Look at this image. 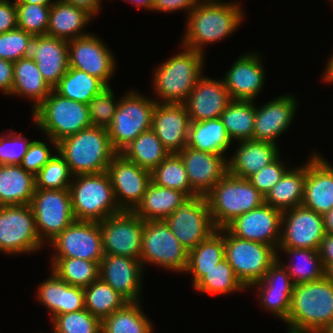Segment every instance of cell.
Returning <instances> with one entry per match:
<instances>
[{"mask_svg":"<svg viewBox=\"0 0 333 333\" xmlns=\"http://www.w3.org/2000/svg\"><path fill=\"white\" fill-rule=\"evenodd\" d=\"M243 14L240 3L200 0L187 16L182 46L203 54L204 44L222 40L236 31Z\"/></svg>","mask_w":333,"mask_h":333,"instance_id":"6da1fadb","label":"cell"},{"mask_svg":"<svg viewBox=\"0 0 333 333\" xmlns=\"http://www.w3.org/2000/svg\"><path fill=\"white\" fill-rule=\"evenodd\" d=\"M333 321V284L325 277L294 285L288 333H319Z\"/></svg>","mask_w":333,"mask_h":333,"instance_id":"7a4b0ae2","label":"cell"},{"mask_svg":"<svg viewBox=\"0 0 333 333\" xmlns=\"http://www.w3.org/2000/svg\"><path fill=\"white\" fill-rule=\"evenodd\" d=\"M57 153L66 160L74 176L106 172L111 160L118 154L107 129L93 126L59 141Z\"/></svg>","mask_w":333,"mask_h":333,"instance_id":"3957f363","label":"cell"},{"mask_svg":"<svg viewBox=\"0 0 333 333\" xmlns=\"http://www.w3.org/2000/svg\"><path fill=\"white\" fill-rule=\"evenodd\" d=\"M184 49L154 70L153 86L157 97L162 99L156 98L157 103L183 104L203 76L204 54Z\"/></svg>","mask_w":333,"mask_h":333,"instance_id":"277c9868","label":"cell"},{"mask_svg":"<svg viewBox=\"0 0 333 333\" xmlns=\"http://www.w3.org/2000/svg\"><path fill=\"white\" fill-rule=\"evenodd\" d=\"M216 229L265 203V197L245 178L229 172L205 195Z\"/></svg>","mask_w":333,"mask_h":333,"instance_id":"5b68a950","label":"cell"},{"mask_svg":"<svg viewBox=\"0 0 333 333\" xmlns=\"http://www.w3.org/2000/svg\"><path fill=\"white\" fill-rule=\"evenodd\" d=\"M32 115L35 126L54 144L55 152L59 141L92 126L86 104L64 98L54 90Z\"/></svg>","mask_w":333,"mask_h":333,"instance_id":"8992f818","label":"cell"},{"mask_svg":"<svg viewBox=\"0 0 333 333\" xmlns=\"http://www.w3.org/2000/svg\"><path fill=\"white\" fill-rule=\"evenodd\" d=\"M69 191L76 221L101 222L121 212L107 172L75 175Z\"/></svg>","mask_w":333,"mask_h":333,"instance_id":"52a82bcc","label":"cell"},{"mask_svg":"<svg viewBox=\"0 0 333 333\" xmlns=\"http://www.w3.org/2000/svg\"><path fill=\"white\" fill-rule=\"evenodd\" d=\"M217 230L224 236V258L246 288L260 281L278 259V251L270 245L238 238L226 228Z\"/></svg>","mask_w":333,"mask_h":333,"instance_id":"ba28073f","label":"cell"},{"mask_svg":"<svg viewBox=\"0 0 333 333\" xmlns=\"http://www.w3.org/2000/svg\"><path fill=\"white\" fill-rule=\"evenodd\" d=\"M156 103L134 90L121 97L112 123L107 128L111 144L118 153L138 135L151 129Z\"/></svg>","mask_w":333,"mask_h":333,"instance_id":"9c48e42d","label":"cell"},{"mask_svg":"<svg viewBox=\"0 0 333 333\" xmlns=\"http://www.w3.org/2000/svg\"><path fill=\"white\" fill-rule=\"evenodd\" d=\"M43 244L30 204L0 206V252L33 253Z\"/></svg>","mask_w":333,"mask_h":333,"instance_id":"30bf717a","label":"cell"},{"mask_svg":"<svg viewBox=\"0 0 333 333\" xmlns=\"http://www.w3.org/2000/svg\"><path fill=\"white\" fill-rule=\"evenodd\" d=\"M140 261L165 269L185 272L188 250L171 232L165 220L144 221Z\"/></svg>","mask_w":333,"mask_h":333,"instance_id":"8fae6325","label":"cell"},{"mask_svg":"<svg viewBox=\"0 0 333 333\" xmlns=\"http://www.w3.org/2000/svg\"><path fill=\"white\" fill-rule=\"evenodd\" d=\"M165 222L180 244L188 251L207 239L215 228L205 196L197 194L185 199Z\"/></svg>","mask_w":333,"mask_h":333,"instance_id":"7c38bea8","label":"cell"},{"mask_svg":"<svg viewBox=\"0 0 333 333\" xmlns=\"http://www.w3.org/2000/svg\"><path fill=\"white\" fill-rule=\"evenodd\" d=\"M30 206L39 238L44 244L75 221L69 189H36Z\"/></svg>","mask_w":333,"mask_h":333,"instance_id":"4fadbf2b","label":"cell"},{"mask_svg":"<svg viewBox=\"0 0 333 333\" xmlns=\"http://www.w3.org/2000/svg\"><path fill=\"white\" fill-rule=\"evenodd\" d=\"M104 254L139 259L144 221L133 211H121L99 222Z\"/></svg>","mask_w":333,"mask_h":333,"instance_id":"5bb4252c","label":"cell"},{"mask_svg":"<svg viewBox=\"0 0 333 333\" xmlns=\"http://www.w3.org/2000/svg\"><path fill=\"white\" fill-rule=\"evenodd\" d=\"M52 257L79 258L100 264L104 254L99 222L74 221L50 242Z\"/></svg>","mask_w":333,"mask_h":333,"instance_id":"9a60e30c","label":"cell"},{"mask_svg":"<svg viewBox=\"0 0 333 333\" xmlns=\"http://www.w3.org/2000/svg\"><path fill=\"white\" fill-rule=\"evenodd\" d=\"M281 230L278 248L318 250L326 234L323 215L303 205L283 212Z\"/></svg>","mask_w":333,"mask_h":333,"instance_id":"2e32d148","label":"cell"},{"mask_svg":"<svg viewBox=\"0 0 333 333\" xmlns=\"http://www.w3.org/2000/svg\"><path fill=\"white\" fill-rule=\"evenodd\" d=\"M107 174L121 211H133L151 183V171L125 159L118 153L108 165Z\"/></svg>","mask_w":333,"mask_h":333,"instance_id":"e0dca14e","label":"cell"},{"mask_svg":"<svg viewBox=\"0 0 333 333\" xmlns=\"http://www.w3.org/2000/svg\"><path fill=\"white\" fill-rule=\"evenodd\" d=\"M68 59L69 67L86 72L109 86L116 60L98 37L88 34L68 41Z\"/></svg>","mask_w":333,"mask_h":333,"instance_id":"ac0fdd59","label":"cell"},{"mask_svg":"<svg viewBox=\"0 0 333 333\" xmlns=\"http://www.w3.org/2000/svg\"><path fill=\"white\" fill-rule=\"evenodd\" d=\"M283 212L263 204L238 216L225 228L234 236L278 248Z\"/></svg>","mask_w":333,"mask_h":333,"instance_id":"d6986e66","label":"cell"},{"mask_svg":"<svg viewBox=\"0 0 333 333\" xmlns=\"http://www.w3.org/2000/svg\"><path fill=\"white\" fill-rule=\"evenodd\" d=\"M143 269L139 259L105 254L99 264V277L129 302H139Z\"/></svg>","mask_w":333,"mask_h":333,"instance_id":"ffe728a7","label":"cell"},{"mask_svg":"<svg viewBox=\"0 0 333 333\" xmlns=\"http://www.w3.org/2000/svg\"><path fill=\"white\" fill-rule=\"evenodd\" d=\"M178 154L182 158L191 187L203 196L228 173L226 156L188 146Z\"/></svg>","mask_w":333,"mask_h":333,"instance_id":"44dd1931","label":"cell"},{"mask_svg":"<svg viewBox=\"0 0 333 333\" xmlns=\"http://www.w3.org/2000/svg\"><path fill=\"white\" fill-rule=\"evenodd\" d=\"M189 115L184 104L156 103L151 129L169 153H179L186 147Z\"/></svg>","mask_w":333,"mask_h":333,"instance_id":"7402d4cb","label":"cell"},{"mask_svg":"<svg viewBox=\"0 0 333 333\" xmlns=\"http://www.w3.org/2000/svg\"><path fill=\"white\" fill-rule=\"evenodd\" d=\"M252 286L258 287L257 292L262 306L285 322L291 307L294 284L279 256L263 278L250 287Z\"/></svg>","mask_w":333,"mask_h":333,"instance_id":"603a6c76","label":"cell"},{"mask_svg":"<svg viewBox=\"0 0 333 333\" xmlns=\"http://www.w3.org/2000/svg\"><path fill=\"white\" fill-rule=\"evenodd\" d=\"M297 103L294 96L285 94L265 103L261 108L255 107L253 140L277 144L276 138L291 126L296 116Z\"/></svg>","mask_w":333,"mask_h":333,"instance_id":"cb8c5ba5","label":"cell"},{"mask_svg":"<svg viewBox=\"0 0 333 333\" xmlns=\"http://www.w3.org/2000/svg\"><path fill=\"white\" fill-rule=\"evenodd\" d=\"M232 101L223 81L202 76L183 103L190 121L219 118Z\"/></svg>","mask_w":333,"mask_h":333,"instance_id":"d4e9b609","label":"cell"},{"mask_svg":"<svg viewBox=\"0 0 333 333\" xmlns=\"http://www.w3.org/2000/svg\"><path fill=\"white\" fill-rule=\"evenodd\" d=\"M318 153L306 162L303 206L324 215L333 208V166Z\"/></svg>","mask_w":333,"mask_h":333,"instance_id":"484cf974","label":"cell"},{"mask_svg":"<svg viewBox=\"0 0 333 333\" xmlns=\"http://www.w3.org/2000/svg\"><path fill=\"white\" fill-rule=\"evenodd\" d=\"M258 53L239 57L222 78L232 100H255L265 81V72Z\"/></svg>","mask_w":333,"mask_h":333,"instance_id":"4316f807","label":"cell"},{"mask_svg":"<svg viewBox=\"0 0 333 333\" xmlns=\"http://www.w3.org/2000/svg\"><path fill=\"white\" fill-rule=\"evenodd\" d=\"M30 56L53 89L69 69L68 41L49 35L34 36Z\"/></svg>","mask_w":333,"mask_h":333,"instance_id":"83f0119b","label":"cell"},{"mask_svg":"<svg viewBox=\"0 0 333 333\" xmlns=\"http://www.w3.org/2000/svg\"><path fill=\"white\" fill-rule=\"evenodd\" d=\"M43 281L37 298L51 312V318L85 309V295L81 287L73 286L60 279L53 271Z\"/></svg>","mask_w":333,"mask_h":333,"instance_id":"f1b7e54d","label":"cell"},{"mask_svg":"<svg viewBox=\"0 0 333 333\" xmlns=\"http://www.w3.org/2000/svg\"><path fill=\"white\" fill-rule=\"evenodd\" d=\"M237 142L238 149L228 159V172L239 178L248 179L280 157L278 144L253 139Z\"/></svg>","mask_w":333,"mask_h":333,"instance_id":"f546056e","label":"cell"},{"mask_svg":"<svg viewBox=\"0 0 333 333\" xmlns=\"http://www.w3.org/2000/svg\"><path fill=\"white\" fill-rule=\"evenodd\" d=\"M93 16L82 8L56 0L51 4L47 35L66 41L86 36L83 28Z\"/></svg>","mask_w":333,"mask_h":333,"instance_id":"4dcf8cb0","label":"cell"},{"mask_svg":"<svg viewBox=\"0 0 333 333\" xmlns=\"http://www.w3.org/2000/svg\"><path fill=\"white\" fill-rule=\"evenodd\" d=\"M35 175L17 164L0 165V206L30 204Z\"/></svg>","mask_w":333,"mask_h":333,"instance_id":"1f68e13d","label":"cell"},{"mask_svg":"<svg viewBox=\"0 0 333 333\" xmlns=\"http://www.w3.org/2000/svg\"><path fill=\"white\" fill-rule=\"evenodd\" d=\"M187 198L179 190L161 187L151 181L133 212L143 221L165 220Z\"/></svg>","mask_w":333,"mask_h":333,"instance_id":"d6a6232c","label":"cell"},{"mask_svg":"<svg viewBox=\"0 0 333 333\" xmlns=\"http://www.w3.org/2000/svg\"><path fill=\"white\" fill-rule=\"evenodd\" d=\"M53 89L43 79L31 56L13 63V86L11 95L29 97L34 102L32 112L44 101Z\"/></svg>","mask_w":333,"mask_h":333,"instance_id":"836d02e7","label":"cell"},{"mask_svg":"<svg viewBox=\"0 0 333 333\" xmlns=\"http://www.w3.org/2000/svg\"><path fill=\"white\" fill-rule=\"evenodd\" d=\"M230 144L231 139L220 117L205 121H190L186 146L224 156Z\"/></svg>","mask_w":333,"mask_h":333,"instance_id":"e575fe53","label":"cell"},{"mask_svg":"<svg viewBox=\"0 0 333 333\" xmlns=\"http://www.w3.org/2000/svg\"><path fill=\"white\" fill-rule=\"evenodd\" d=\"M289 169L266 194L265 204L282 212L303 204L306 164Z\"/></svg>","mask_w":333,"mask_h":333,"instance_id":"d590c367","label":"cell"},{"mask_svg":"<svg viewBox=\"0 0 333 333\" xmlns=\"http://www.w3.org/2000/svg\"><path fill=\"white\" fill-rule=\"evenodd\" d=\"M224 236L216 230L195 248L188 251V263L185 272L193 275L194 286L206 273L224 259Z\"/></svg>","mask_w":333,"mask_h":333,"instance_id":"8d00e7d4","label":"cell"},{"mask_svg":"<svg viewBox=\"0 0 333 333\" xmlns=\"http://www.w3.org/2000/svg\"><path fill=\"white\" fill-rule=\"evenodd\" d=\"M119 153L125 159L149 171L170 154L152 129L138 135Z\"/></svg>","mask_w":333,"mask_h":333,"instance_id":"74e56055","label":"cell"},{"mask_svg":"<svg viewBox=\"0 0 333 333\" xmlns=\"http://www.w3.org/2000/svg\"><path fill=\"white\" fill-rule=\"evenodd\" d=\"M105 87L107 86L100 79L69 67L53 90L64 98L87 105Z\"/></svg>","mask_w":333,"mask_h":333,"instance_id":"f35d334b","label":"cell"},{"mask_svg":"<svg viewBox=\"0 0 333 333\" xmlns=\"http://www.w3.org/2000/svg\"><path fill=\"white\" fill-rule=\"evenodd\" d=\"M252 100H232L220 119L229 138L236 141L253 139L255 105Z\"/></svg>","mask_w":333,"mask_h":333,"instance_id":"ab89813d","label":"cell"},{"mask_svg":"<svg viewBox=\"0 0 333 333\" xmlns=\"http://www.w3.org/2000/svg\"><path fill=\"white\" fill-rule=\"evenodd\" d=\"M153 326L145 316L140 302H128L101 321V333H153Z\"/></svg>","mask_w":333,"mask_h":333,"instance_id":"60d3db41","label":"cell"},{"mask_svg":"<svg viewBox=\"0 0 333 333\" xmlns=\"http://www.w3.org/2000/svg\"><path fill=\"white\" fill-rule=\"evenodd\" d=\"M83 290L85 309L101 321L129 302L100 277Z\"/></svg>","mask_w":333,"mask_h":333,"instance_id":"b9f144b4","label":"cell"},{"mask_svg":"<svg viewBox=\"0 0 333 333\" xmlns=\"http://www.w3.org/2000/svg\"><path fill=\"white\" fill-rule=\"evenodd\" d=\"M288 254L289 256L295 257L296 262H291V265L284 264L283 266L287 269L288 274L291 276L294 285L308 283L316 281L324 277V266L319 255L318 250L303 249V248H277ZM297 257V258H296ZM301 262V263H300Z\"/></svg>","mask_w":333,"mask_h":333,"instance_id":"7bdbcfd3","label":"cell"},{"mask_svg":"<svg viewBox=\"0 0 333 333\" xmlns=\"http://www.w3.org/2000/svg\"><path fill=\"white\" fill-rule=\"evenodd\" d=\"M52 271L70 285L85 288L99 278V263L79 258L52 257Z\"/></svg>","mask_w":333,"mask_h":333,"instance_id":"ee69618b","label":"cell"},{"mask_svg":"<svg viewBox=\"0 0 333 333\" xmlns=\"http://www.w3.org/2000/svg\"><path fill=\"white\" fill-rule=\"evenodd\" d=\"M151 181L161 187L179 190L188 197L198 194L189 183L182 158L178 153L169 154L151 171Z\"/></svg>","mask_w":333,"mask_h":333,"instance_id":"f6af8a7d","label":"cell"},{"mask_svg":"<svg viewBox=\"0 0 333 333\" xmlns=\"http://www.w3.org/2000/svg\"><path fill=\"white\" fill-rule=\"evenodd\" d=\"M194 288L207 294L226 295L247 289L237 278L231 265L224 258L194 285Z\"/></svg>","mask_w":333,"mask_h":333,"instance_id":"bcb514c9","label":"cell"},{"mask_svg":"<svg viewBox=\"0 0 333 333\" xmlns=\"http://www.w3.org/2000/svg\"><path fill=\"white\" fill-rule=\"evenodd\" d=\"M73 177L66 160L58 153L35 175L36 189H69Z\"/></svg>","mask_w":333,"mask_h":333,"instance_id":"7dc6e473","label":"cell"},{"mask_svg":"<svg viewBox=\"0 0 333 333\" xmlns=\"http://www.w3.org/2000/svg\"><path fill=\"white\" fill-rule=\"evenodd\" d=\"M17 26L33 36L47 35L51 5L16 3Z\"/></svg>","mask_w":333,"mask_h":333,"instance_id":"c3c4849f","label":"cell"},{"mask_svg":"<svg viewBox=\"0 0 333 333\" xmlns=\"http://www.w3.org/2000/svg\"><path fill=\"white\" fill-rule=\"evenodd\" d=\"M53 333H101V320L86 309L52 318Z\"/></svg>","mask_w":333,"mask_h":333,"instance_id":"681fc988","label":"cell"},{"mask_svg":"<svg viewBox=\"0 0 333 333\" xmlns=\"http://www.w3.org/2000/svg\"><path fill=\"white\" fill-rule=\"evenodd\" d=\"M119 102L120 99H115L110 86L96 94L87 104L92 126L107 129L112 123Z\"/></svg>","mask_w":333,"mask_h":333,"instance_id":"f907efd6","label":"cell"},{"mask_svg":"<svg viewBox=\"0 0 333 333\" xmlns=\"http://www.w3.org/2000/svg\"><path fill=\"white\" fill-rule=\"evenodd\" d=\"M33 39L32 34L18 27L0 34V58L14 63L23 57L30 56Z\"/></svg>","mask_w":333,"mask_h":333,"instance_id":"816d5d0a","label":"cell"},{"mask_svg":"<svg viewBox=\"0 0 333 333\" xmlns=\"http://www.w3.org/2000/svg\"><path fill=\"white\" fill-rule=\"evenodd\" d=\"M32 141L21 136V133L15 134L14 130L7 135L0 136V165H12L20 163Z\"/></svg>","mask_w":333,"mask_h":333,"instance_id":"f5cc1de1","label":"cell"},{"mask_svg":"<svg viewBox=\"0 0 333 333\" xmlns=\"http://www.w3.org/2000/svg\"><path fill=\"white\" fill-rule=\"evenodd\" d=\"M278 157L271 164L264 166L247 180L265 197L289 170Z\"/></svg>","mask_w":333,"mask_h":333,"instance_id":"db71d44e","label":"cell"},{"mask_svg":"<svg viewBox=\"0 0 333 333\" xmlns=\"http://www.w3.org/2000/svg\"><path fill=\"white\" fill-rule=\"evenodd\" d=\"M54 155L47 144L42 141L32 140L20 166L36 175Z\"/></svg>","mask_w":333,"mask_h":333,"instance_id":"11a10c76","label":"cell"},{"mask_svg":"<svg viewBox=\"0 0 333 333\" xmlns=\"http://www.w3.org/2000/svg\"><path fill=\"white\" fill-rule=\"evenodd\" d=\"M17 8L15 1L0 0V34L16 29Z\"/></svg>","mask_w":333,"mask_h":333,"instance_id":"9f6ffc18","label":"cell"},{"mask_svg":"<svg viewBox=\"0 0 333 333\" xmlns=\"http://www.w3.org/2000/svg\"><path fill=\"white\" fill-rule=\"evenodd\" d=\"M199 2V0H153L152 10L167 13L186 9L189 14Z\"/></svg>","mask_w":333,"mask_h":333,"instance_id":"6f0895ef","label":"cell"},{"mask_svg":"<svg viewBox=\"0 0 333 333\" xmlns=\"http://www.w3.org/2000/svg\"><path fill=\"white\" fill-rule=\"evenodd\" d=\"M13 86V62L0 58V90L11 95Z\"/></svg>","mask_w":333,"mask_h":333,"instance_id":"680465c9","label":"cell"},{"mask_svg":"<svg viewBox=\"0 0 333 333\" xmlns=\"http://www.w3.org/2000/svg\"><path fill=\"white\" fill-rule=\"evenodd\" d=\"M318 252L323 264H333V235L325 234Z\"/></svg>","mask_w":333,"mask_h":333,"instance_id":"91938a15","label":"cell"},{"mask_svg":"<svg viewBox=\"0 0 333 333\" xmlns=\"http://www.w3.org/2000/svg\"><path fill=\"white\" fill-rule=\"evenodd\" d=\"M76 6L78 8H82L90 13L92 16L96 15L101 9V1L100 0H60Z\"/></svg>","mask_w":333,"mask_h":333,"instance_id":"94428289","label":"cell"},{"mask_svg":"<svg viewBox=\"0 0 333 333\" xmlns=\"http://www.w3.org/2000/svg\"><path fill=\"white\" fill-rule=\"evenodd\" d=\"M326 234L333 235V208L323 215Z\"/></svg>","mask_w":333,"mask_h":333,"instance_id":"6125c7cd","label":"cell"},{"mask_svg":"<svg viewBox=\"0 0 333 333\" xmlns=\"http://www.w3.org/2000/svg\"><path fill=\"white\" fill-rule=\"evenodd\" d=\"M332 56L330 57L329 61L326 64V71L324 73L323 76V80L325 81H329V83H333V54H331Z\"/></svg>","mask_w":333,"mask_h":333,"instance_id":"be15d7a7","label":"cell"},{"mask_svg":"<svg viewBox=\"0 0 333 333\" xmlns=\"http://www.w3.org/2000/svg\"><path fill=\"white\" fill-rule=\"evenodd\" d=\"M124 1H129L133 4H135L136 6H138V9H140L139 7H144L149 10L152 11V5H153V0H124Z\"/></svg>","mask_w":333,"mask_h":333,"instance_id":"e7e4bbea","label":"cell"},{"mask_svg":"<svg viewBox=\"0 0 333 333\" xmlns=\"http://www.w3.org/2000/svg\"><path fill=\"white\" fill-rule=\"evenodd\" d=\"M324 277L333 284V264H323Z\"/></svg>","mask_w":333,"mask_h":333,"instance_id":"03108f58","label":"cell"},{"mask_svg":"<svg viewBox=\"0 0 333 333\" xmlns=\"http://www.w3.org/2000/svg\"><path fill=\"white\" fill-rule=\"evenodd\" d=\"M53 1L51 0H15V3H29V4H41V5H51Z\"/></svg>","mask_w":333,"mask_h":333,"instance_id":"003e7915","label":"cell"},{"mask_svg":"<svg viewBox=\"0 0 333 333\" xmlns=\"http://www.w3.org/2000/svg\"><path fill=\"white\" fill-rule=\"evenodd\" d=\"M319 333H333V321L328 324L322 331Z\"/></svg>","mask_w":333,"mask_h":333,"instance_id":"a7ac6f4b","label":"cell"}]
</instances>
